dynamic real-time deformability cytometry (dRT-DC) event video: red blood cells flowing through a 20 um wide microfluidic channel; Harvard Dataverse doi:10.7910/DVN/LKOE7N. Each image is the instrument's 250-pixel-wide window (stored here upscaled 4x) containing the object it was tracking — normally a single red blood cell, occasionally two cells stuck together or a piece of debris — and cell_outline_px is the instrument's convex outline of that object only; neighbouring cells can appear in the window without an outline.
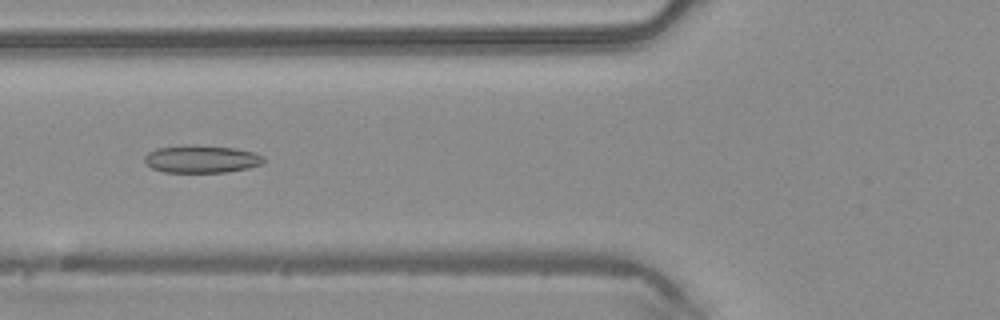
{"species": "common noctule bat (a hibernating species)", "species_latin": "Nyctalus noctula", "temperature_condition": "warm", "stored_images_in_passage": 37, "camera_frame_rate_fps": 3000, "um_per_image_px": 0.085, "animal": {"sex": "male", "body_mass_g": 20.4}, "frame": {"image": 1, "passage_image": 7, "time_ms": 2.0, "image_size_px": [1000, 320], "cell_outline_px": [[264, 160], [260, 164], [248, 168], [228, 172], [164, 172], [152, 168], [144, 164], [144, 156], [148, 152], [156, 148], [236, 148], [256, 152], [264, 156]], "centroid_in_image_um": [17.14, 13.57], "position_along_channel_um": 108.7, "area_um2": 18.26}}
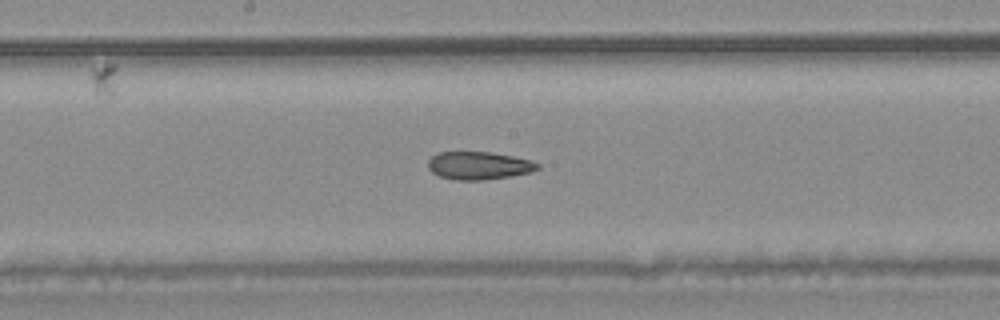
{"frame": {"image": 2, "passage_image": 14, "time_ms": 4.333, "image_size_px": [1000, 320], "cell_outline_px": [[540, 168], [532, 172], [508, 176], [480, 180], [456, 180], [440, 176], [432, 172], [428, 168], [428, 160], [432, 156], [440, 152], [492, 152], [532, 160], [540, 164]], "centroid_in_image_um": [40.71, 14.07], "position_along_channel_um": 207.5, "area_um2": 17.74}}
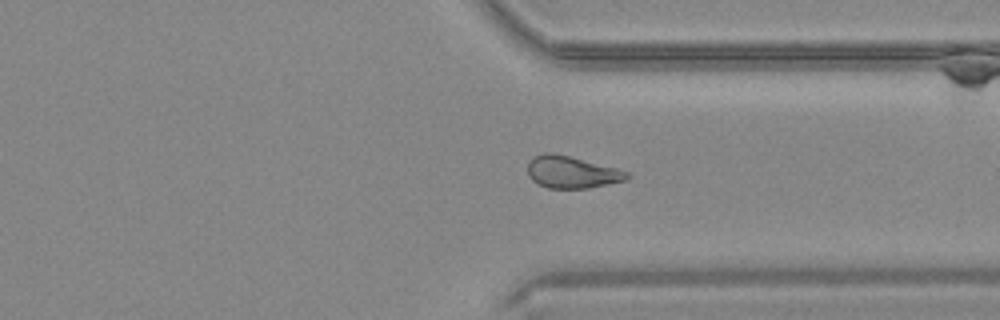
{"frame": {"image": 3, "passage_image": 25, "time_ms": 8.0, "image_size_px": [1000, 320], "cell_outline_px": [[632, 176], [628, 180], [588, 188], [548, 188], [536, 184], [528, 176], [528, 160], [532, 156], [544, 152], [552, 152], [616, 168], [628, 172]], "centroid_in_image_um": [48.57, 14.63], "position_along_channel_um": 362.8, "area_um2": 18.73}, "authors_computed_cell_mechanics": {"area_um2": 18.9006, "velocity_mm_per_s": 4.2265, "shape_relaxation_time_tau1_ms": null, "shape_relaxation_time_tau2_ms": 5.268, "deformation_change_tau1": null, "deformation_change_tau2": 0.1476}}